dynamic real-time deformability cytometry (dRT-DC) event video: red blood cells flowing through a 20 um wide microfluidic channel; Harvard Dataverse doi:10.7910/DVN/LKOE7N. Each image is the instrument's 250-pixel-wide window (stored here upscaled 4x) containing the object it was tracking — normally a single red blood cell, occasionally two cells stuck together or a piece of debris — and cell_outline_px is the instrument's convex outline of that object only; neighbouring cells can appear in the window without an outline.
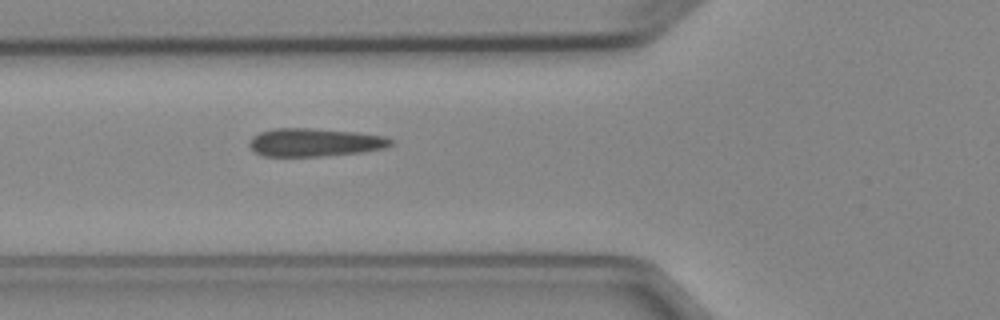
{"species": "Egyptian fruit bat (a non-hibernating species)", "species_latin": "Rousettus aegyptiacus", "temperature_condition": "cold", "stored_images_in_passage": 6, "camera_frame_rate_fps": 3000, "um_per_image_px": 0.085, "animal": {"sex": "female"}, "frame": {"image": 1, "passage_image": 6, "time_ms": 5.667, "image_size_px": [1000, 320], "cell_outline_px": [[396, 140], [392, 144], [384, 148], [364, 152], [320, 156], [264, 156], [256, 152], [248, 144], [252, 136], [260, 132], [272, 128], [308, 128], [360, 132], [384, 136]], "centroid_in_image_um": [26.78, 12.09], "position_along_channel_um": 99.0, "area_um2": 23.35}}